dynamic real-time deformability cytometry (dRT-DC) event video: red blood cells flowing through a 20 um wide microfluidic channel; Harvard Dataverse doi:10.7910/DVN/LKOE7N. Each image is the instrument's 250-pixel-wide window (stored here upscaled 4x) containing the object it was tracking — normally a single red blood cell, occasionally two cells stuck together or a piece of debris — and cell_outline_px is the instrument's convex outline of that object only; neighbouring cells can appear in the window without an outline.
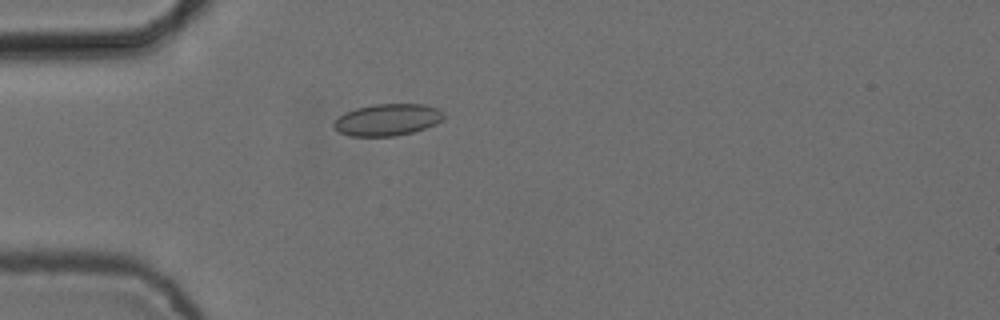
{"species": "common noctule bat (a hibernating species)", "species_latin": "Nyctalus noctula", "temperature_condition": "cold", "stored_images_in_passage": 3, "camera_frame_rate_fps": 3000, "um_per_image_px": 0.085, "animal": {"sex": "female", "body_mass_g": 24.6, "forearm_length_mm": 56.2}, "frame": {"image": 1, "passage_image": 3, "time_ms": 0.667, "image_size_px": [1000, 320], "cell_outline_px": [[444, 116], [436, 124], [412, 132], [396, 136], [348, 136], [332, 128], [332, 124], [344, 112], [356, 108], [372, 104], [424, 104], [440, 108], [444, 112]], "centroid_in_image_um": [32.92, 10.17], "position_along_channel_um": 52.1, "area_um2": 20.52}}